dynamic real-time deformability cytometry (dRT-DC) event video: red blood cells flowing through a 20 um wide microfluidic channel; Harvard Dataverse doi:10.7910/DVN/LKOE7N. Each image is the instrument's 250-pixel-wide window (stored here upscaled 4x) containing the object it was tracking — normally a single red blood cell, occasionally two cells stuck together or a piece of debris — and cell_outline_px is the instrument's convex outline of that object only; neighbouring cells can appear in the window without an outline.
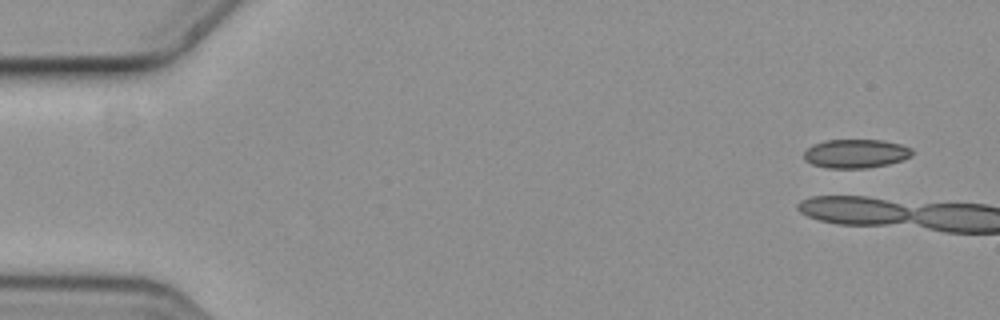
{"species": "common noctule bat (a hibernating species)", "species_latin": "Nyctalus noctula", "temperature_condition": "cold", "stored_images_in_passage": 4, "camera_frame_rate_fps": 3000, "um_per_image_px": 0.085, "animal": {"sex": "female", "body_mass_g": 19.3, "forearm_length_mm": 54.1}, "frame": {"image": 1, "passage_image": 1, "time_ms": 0.0, "image_size_px": [1000, 320], "cell_outline_px": [[912, 156], [904, 160], [888, 164], [868, 168], [828, 168], [812, 164], [804, 160], [804, 152], [812, 144], [824, 140], [884, 140], [900, 144], [912, 148]], "centroid_in_image_um": [72.75, 13.05], "position_along_channel_um": 12.3, "area_um2": 18.32}}